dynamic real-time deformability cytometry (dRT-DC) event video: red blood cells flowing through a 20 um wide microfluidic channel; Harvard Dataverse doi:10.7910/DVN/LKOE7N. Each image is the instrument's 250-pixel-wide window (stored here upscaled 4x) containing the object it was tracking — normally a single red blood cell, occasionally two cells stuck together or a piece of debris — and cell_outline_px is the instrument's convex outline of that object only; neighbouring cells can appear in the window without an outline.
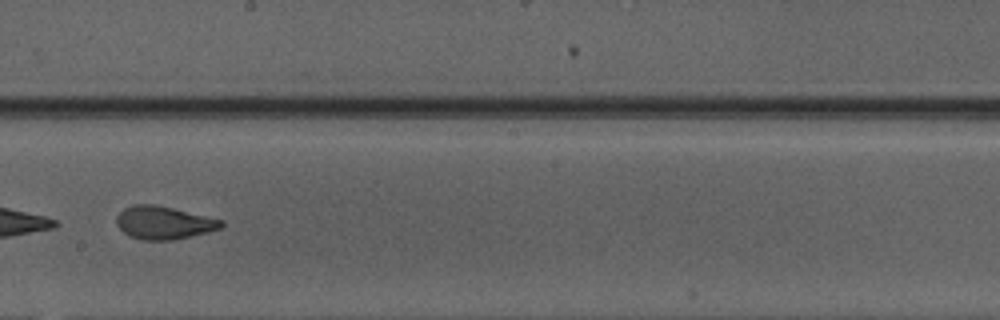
{"species": "Egyptian fruit bat (a non-hibernating species)", "species_latin": "Rousettus aegyptiacus", "temperature_condition": "warm", "stored_images_in_passage": 33, "camera_frame_rate_fps": 3000, "um_per_image_px": 0.085, "animal": {"sex": "male"}, "frame": {"image": 1, "passage_image": 24, "time_ms": 7.667, "image_size_px": [1000, 320], "cell_outline_px": [[224, 228], [208, 232], [172, 240], [144, 240], [132, 236], [124, 232], [116, 224], [116, 216], [124, 208], [132, 204], [156, 204], [224, 220]], "centroid_in_image_um": [13.94, 18.92], "position_along_channel_um": 234.3, "area_um2": 20.17}}